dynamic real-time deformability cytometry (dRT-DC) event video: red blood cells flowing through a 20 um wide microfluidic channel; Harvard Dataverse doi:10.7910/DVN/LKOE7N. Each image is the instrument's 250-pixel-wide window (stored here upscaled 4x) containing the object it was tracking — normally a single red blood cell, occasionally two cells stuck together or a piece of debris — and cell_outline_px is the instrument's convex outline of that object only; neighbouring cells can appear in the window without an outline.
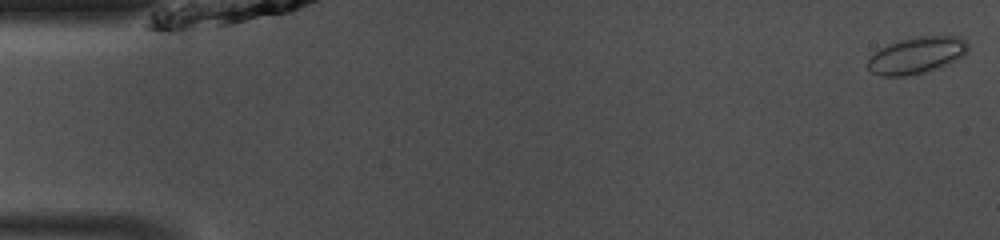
{"species": "common noctule bat (a hibernating species)", "species_latin": "Nyctalus noctula", "temperature_condition": "room temperature", "stored_images_in_passage": 48, "camera_frame_rate_fps": 3000, "um_per_image_px": 0.085, "animal": {"sex": "male", "body_mass_g": 13.0, "forearm_length_mm": 53.1}, "frame": {"image": 1, "passage_image": 1, "time_ms": 0.0, "image_size_px": [1000, 240], "cell_outline_px": [[968, 48], [964, 56], [940, 68], [924, 72], [904, 76], [880, 76], [872, 72], [868, 68], [868, 60], [880, 48], [888, 44], [900, 40], [920, 36], [960, 36], [968, 44]], "centroid_in_image_um": [77.94, 4.7], "position_along_channel_um": 7.1, "area_um2": 21.33}}
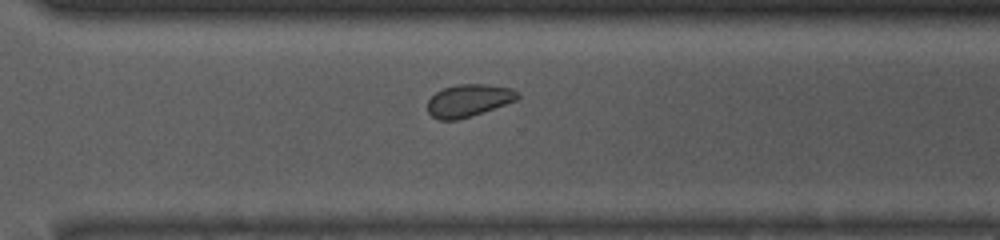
{"frame": {"image": 2, "passage_image": 34, "time_ms": 11.0, "image_size_px": [1000, 240], "cell_outline_px": [[520, 96], [516, 100], [456, 120], [440, 120], [432, 116], [428, 112], [428, 100], [436, 92], [444, 88], [460, 84], [488, 84], [512, 88]], "centroid_in_image_um": [39.81, 8.52], "position_along_channel_um": 330.8, "area_um2": 16.59}}
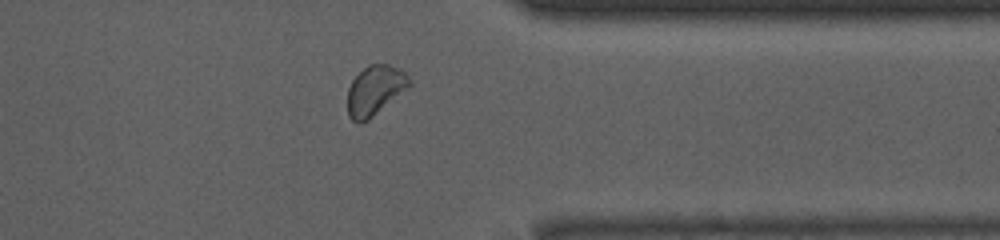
{"frame": {"image": 3, "passage_image": 38, "time_ms": 12.333, "image_size_px": [1000, 240], "cell_outline_px": [[412, 84], [408, 88], [368, 120], [360, 124], [352, 120], [348, 116], [348, 88], [352, 80], [368, 64], [388, 64], [400, 68], [412, 80]], "centroid_in_image_um": [31.88, 7.68], "position_along_channel_um": 379.5, "area_um2": 17.92}, "authors_computed_cell_mechanics": {"area_um2": 17.8313, "velocity_mm_per_s": 4.0965, "shape_relaxation_time_tau1_ms": 4.6442, "shape_relaxation_time_tau2_ms": 9.8917, "deformation_change_tau1": 0.033, "deformation_change_tau2": 0.0969}}